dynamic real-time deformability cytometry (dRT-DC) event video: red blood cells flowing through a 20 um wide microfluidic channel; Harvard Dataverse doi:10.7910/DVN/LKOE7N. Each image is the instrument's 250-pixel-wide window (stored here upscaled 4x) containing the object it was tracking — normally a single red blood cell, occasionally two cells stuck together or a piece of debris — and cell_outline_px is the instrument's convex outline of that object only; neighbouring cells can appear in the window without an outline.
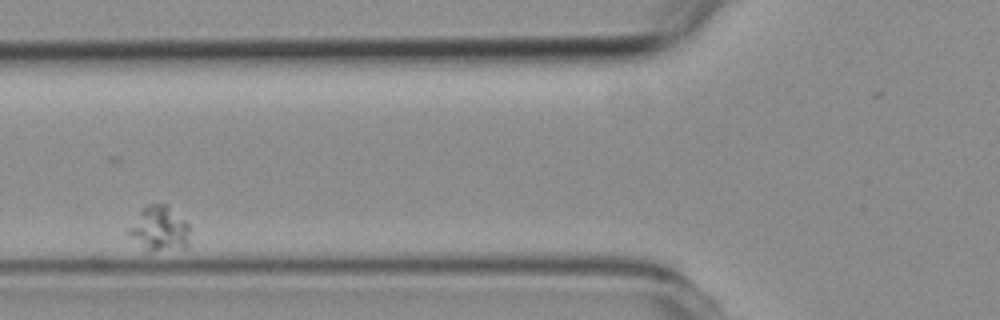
{"species": "common noctule bat (a hibernating species)", "species_latin": "Nyctalus noctula", "temperature_condition": "room temperature", "stored_images_in_passage": 4, "camera_frame_rate_fps": 3000, "um_per_image_px": 0.085, "animal": {"sex": "female", "body_mass_g": 19.3, "forearm_length_mm": 54.1}, "frame": {"image": 1, "passage_image": 2, "time_ms": 1.0, "image_size_px": [1000, 320], "cell_outline_px": [[188, 248], [152, 252], [148, 252], [128, 232], [128, 228], [140, 212], [148, 204], [168, 204], [188, 224]], "centroid_in_image_um": [13.59, 19.46], "position_along_channel_um": 112.2, "area_um2": 15.78}}
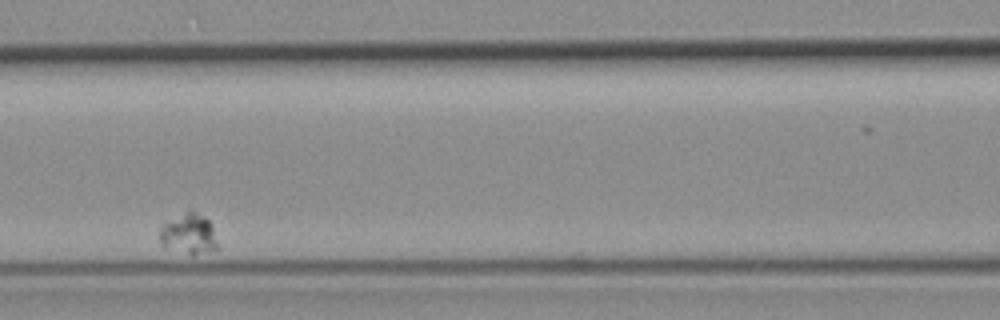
{"frame": {"image": 2, "passage_image": 3, "time_ms": 2.333, "image_size_px": [1000, 320], "cell_outline_px": [[216, 248], [192, 256], [160, 244], [160, 224], [164, 220], [188, 212], [196, 212], [204, 216], [212, 224], [216, 244]], "centroid_in_image_um": [15.99, 19.87], "position_along_channel_um": 150.6, "area_um2": 13.53}}